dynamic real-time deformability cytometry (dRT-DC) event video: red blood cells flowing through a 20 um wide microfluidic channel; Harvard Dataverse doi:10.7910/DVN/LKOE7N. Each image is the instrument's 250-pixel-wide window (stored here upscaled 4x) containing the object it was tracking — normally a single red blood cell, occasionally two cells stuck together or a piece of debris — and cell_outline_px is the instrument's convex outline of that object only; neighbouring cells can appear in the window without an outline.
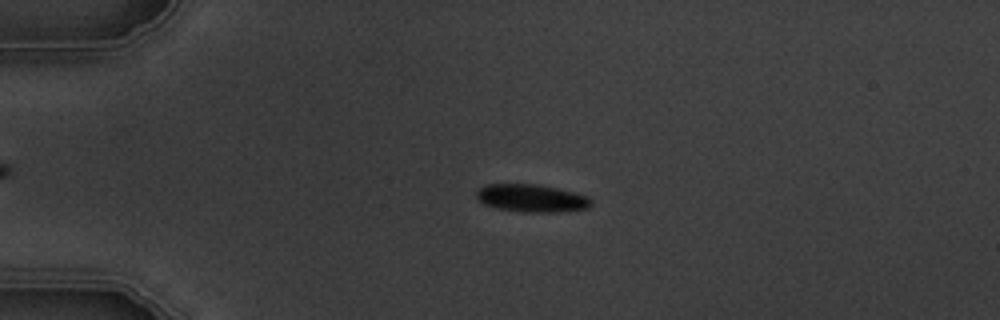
{"species": "common noctule bat (a hibernating species)", "species_latin": "Nyctalus noctula", "temperature_condition": "warm", "stored_images_in_passage": 4, "camera_frame_rate_fps": 3000, "um_per_image_px": 0.085, "animal": {"sex": "male", "body_mass_g": 19.5, "forearm_length_mm": 54.6}, "frame": {"image": 1, "passage_image": 3, "time_ms": 2.667, "image_size_px": [1000, 320], "cell_outline_px": [[592, 204], [588, 208], [556, 212], [520, 212], [496, 208], [484, 204], [476, 200], [476, 188], [488, 184], [540, 184], [588, 196], [592, 200]], "centroid_in_image_um": [45.13, 16.84], "position_along_channel_um": 39.9, "area_um2": 18.73}}